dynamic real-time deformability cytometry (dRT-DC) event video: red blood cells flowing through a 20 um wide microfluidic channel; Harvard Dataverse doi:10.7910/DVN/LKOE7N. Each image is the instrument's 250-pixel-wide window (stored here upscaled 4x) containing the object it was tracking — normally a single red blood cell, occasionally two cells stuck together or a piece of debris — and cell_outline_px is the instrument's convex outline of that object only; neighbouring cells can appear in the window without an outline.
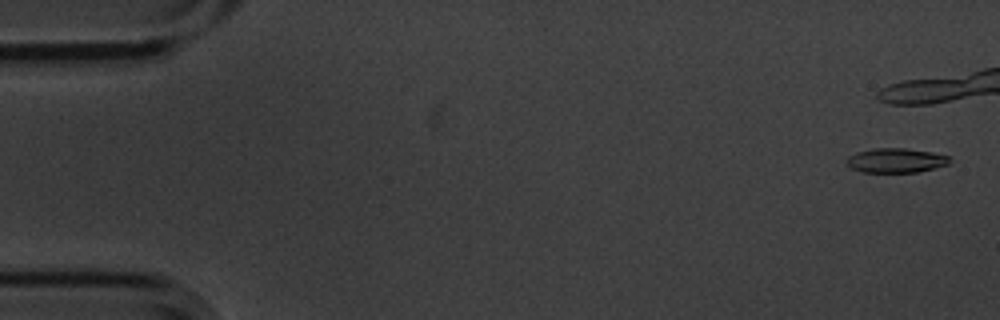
{"species": "common noctule bat (a hibernating species)", "species_latin": "Nyctalus noctula", "temperature_condition": "cold", "stored_images_in_passage": 5, "camera_frame_rate_fps": 3000, "um_per_image_px": 0.085, "animal": {"sex": "male", "body_mass_g": 20.1, "forearm_length_mm": 53.5}, "frame": {"image": 1, "passage_image": 1, "time_ms": 0.0, "image_size_px": [1000, 320], "cell_outline_px": [[952, 160], [948, 164], [916, 172], [860, 172], [852, 168], [844, 160], [848, 156], [856, 152], [872, 148], [904, 148], [932, 152], [948, 156]], "centroid_in_image_um": [76.11, 13.63], "position_along_channel_um": 8.9, "area_um2": 14.68}}